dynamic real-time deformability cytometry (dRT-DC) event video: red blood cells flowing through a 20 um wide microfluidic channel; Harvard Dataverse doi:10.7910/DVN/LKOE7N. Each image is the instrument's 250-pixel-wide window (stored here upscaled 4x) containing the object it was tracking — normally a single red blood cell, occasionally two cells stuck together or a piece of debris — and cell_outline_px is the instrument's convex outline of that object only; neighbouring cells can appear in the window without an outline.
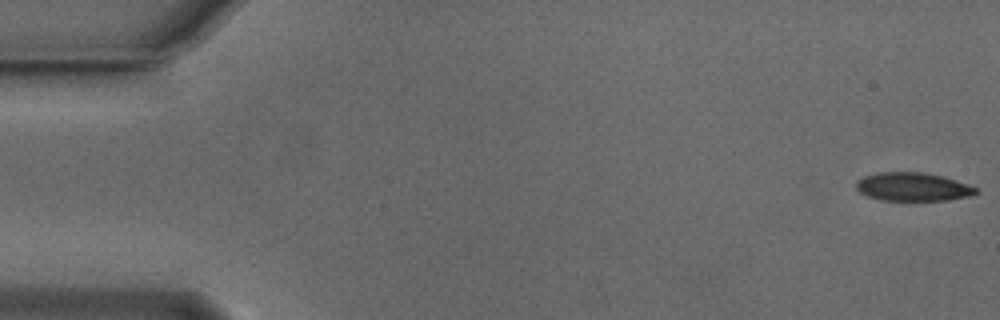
{"species": "Egyptian fruit bat (a non-hibernating species)", "species_latin": "Rousettus aegyptiacus", "temperature_condition": "cold", "stored_images_in_passage": 54, "camera_frame_rate_fps": 3000, "um_per_image_px": 0.085, "animal": {"sex": "male"}, "frame": {"image": 1, "passage_image": 1, "time_ms": 0.0, "image_size_px": [1000, 320], "cell_outline_px": [[980, 192], [972, 196], [948, 200], [880, 200], [868, 196], [860, 192], [856, 188], [856, 180], [864, 176], [876, 172], [924, 172], [944, 176], [956, 180], [976, 188]], "centroid_in_image_um": [77.6, 15.87], "position_along_channel_um": 7.4, "area_um2": 20.0}}
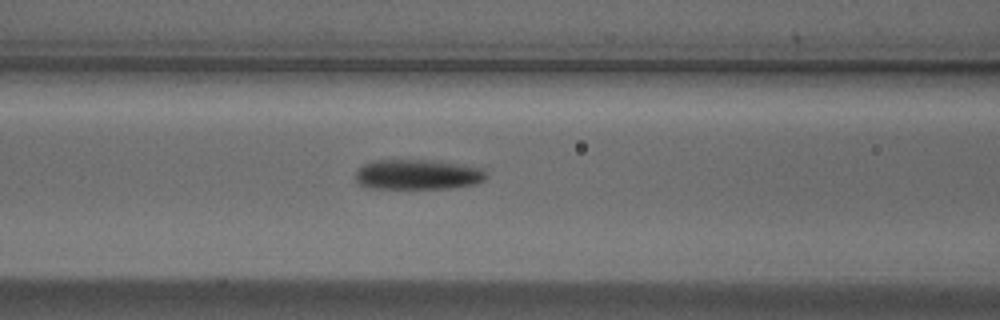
{"frame": {"image": 2, "passage_image": 22, "time_ms": 7.0, "image_size_px": [1000, 320], "cell_outline_px": [[488, 176], [484, 180], [476, 184], [448, 188], [364, 188], [356, 180], [356, 172], [364, 164], [372, 160], [424, 160], [456, 164], [484, 168], [488, 172]], "centroid_in_image_um": [35.51, 14.84], "position_along_channel_um": 131.1, "area_um2": 22.89}}
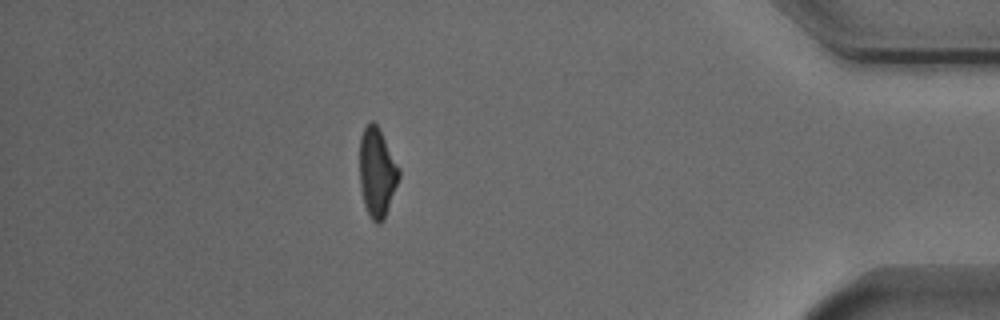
{"frame": {"image": 3, "passage_image": 47, "time_ms": 15.333, "image_size_px": [1000, 320], "cell_outline_px": [[400, 176], [384, 220], [380, 224], [376, 224], [372, 220], [364, 204], [360, 188], [360, 136], [364, 128], [372, 120], [380, 128], [400, 168]], "centroid_in_image_um": [32.06, 14.65], "position_along_channel_um": 403.1, "area_um2": 20.58}, "authors_computed_cell_mechanics": {"area_um2": 21.675, "velocity_mm_per_s": 3.8375, "shape_relaxation_time_tau1_ms": 8.0169, "shape_relaxation_time_tau2_ms": 6.1365, "deformation_change_tau1": 0.1933, "deformation_change_tau2": 0.1492}}